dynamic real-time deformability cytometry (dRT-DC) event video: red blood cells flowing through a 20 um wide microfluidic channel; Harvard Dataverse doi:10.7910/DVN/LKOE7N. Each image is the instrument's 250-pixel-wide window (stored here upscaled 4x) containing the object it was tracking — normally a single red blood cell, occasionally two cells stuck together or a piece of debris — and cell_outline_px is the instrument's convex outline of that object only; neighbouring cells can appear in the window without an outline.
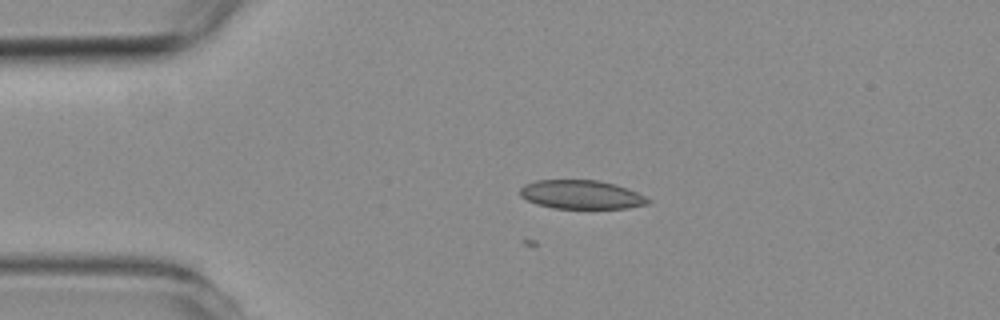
{"species": "common noctule bat (a hibernating species)", "species_latin": "Nyctalus noctula", "temperature_condition": "room temperature", "stored_images_in_passage": 3, "camera_frame_rate_fps": 3000, "um_per_image_px": 0.085, "animal": {"sex": "female", "body_mass_g": 19.3, "forearm_length_mm": 54.1}, "frame": {"image": 1, "passage_image": 2, "time_ms": 2.333, "image_size_px": [1000, 320], "cell_outline_px": [[652, 200], [648, 204], [628, 208], [552, 208], [536, 204], [520, 196], [520, 188], [524, 184], [536, 180], [596, 180], [628, 188]], "centroid_in_image_um": [49.39, 16.54], "position_along_channel_um": 35.6, "area_um2": 21.39}}